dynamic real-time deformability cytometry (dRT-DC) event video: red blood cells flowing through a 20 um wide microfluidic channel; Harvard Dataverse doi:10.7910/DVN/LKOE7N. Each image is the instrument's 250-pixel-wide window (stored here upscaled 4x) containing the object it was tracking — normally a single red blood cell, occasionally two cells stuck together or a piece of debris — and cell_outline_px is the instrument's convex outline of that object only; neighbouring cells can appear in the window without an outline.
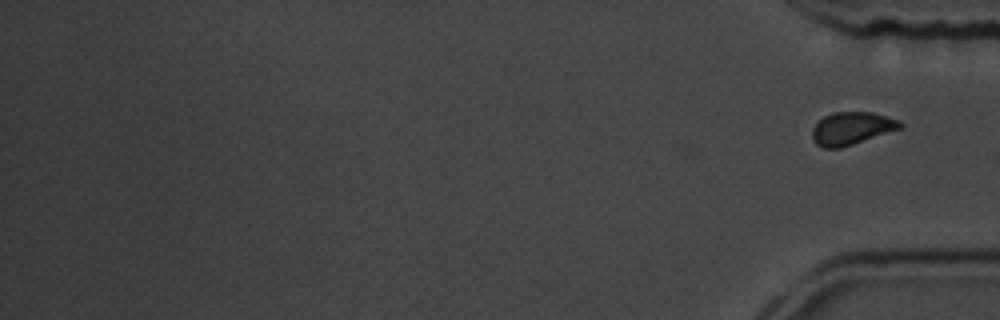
{"species": "common noctule bat (a hibernating species)", "species_latin": "Nyctalus noctula", "temperature_condition": "room temperature", "stored_images_in_passage": 18, "segment_of_instrument_passage": [2, 2], "camera_frame_rate_fps": 3000, "um_per_image_px": 0.085, "animal": {"sex": "male", "body_mass_g": 19.5, "forearm_length_mm": 54.6}, "frame": {"image": 1, "passage_image": 18, "time_ms": 19.333, "image_size_px": [1000, 320], "cell_outline_px": [[904, 128], [840, 148], [824, 148], [816, 144], [812, 140], [812, 128], [824, 116], [832, 112], [872, 112], [888, 116], [900, 120], [904, 124]], "centroid_in_image_um": [72.43, 10.91], "position_along_channel_um": 362.8, "area_um2": 16.99}}